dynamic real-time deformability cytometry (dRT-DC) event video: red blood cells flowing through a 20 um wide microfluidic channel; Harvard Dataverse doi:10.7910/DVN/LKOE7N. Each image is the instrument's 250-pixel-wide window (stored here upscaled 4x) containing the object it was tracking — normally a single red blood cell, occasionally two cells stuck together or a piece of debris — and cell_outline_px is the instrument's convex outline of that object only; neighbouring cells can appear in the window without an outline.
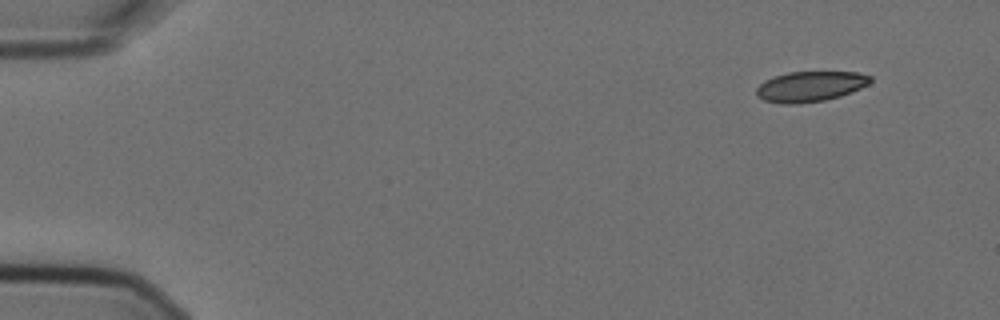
{"species": "Egyptian fruit bat (a non-hibernating species)", "species_latin": "Rousettus aegyptiacus", "temperature_condition": "cold", "stored_images_in_passage": 5, "camera_frame_rate_fps": 3000, "um_per_image_px": 0.085, "animal": {"sex": "female"}, "frame": {"image": 1, "passage_image": 1, "time_ms": 0.0, "image_size_px": [1000, 320], "cell_outline_px": [[872, 80], [868, 84], [852, 92], [840, 96], [824, 100], [796, 104], [780, 104], [764, 100], [756, 96], [756, 88], [764, 80], [788, 72], [856, 72], [872, 76]], "centroid_in_image_um": [68.86, 7.35], "position_along_channel_um": 16.1, "area_um2": 20.17}}
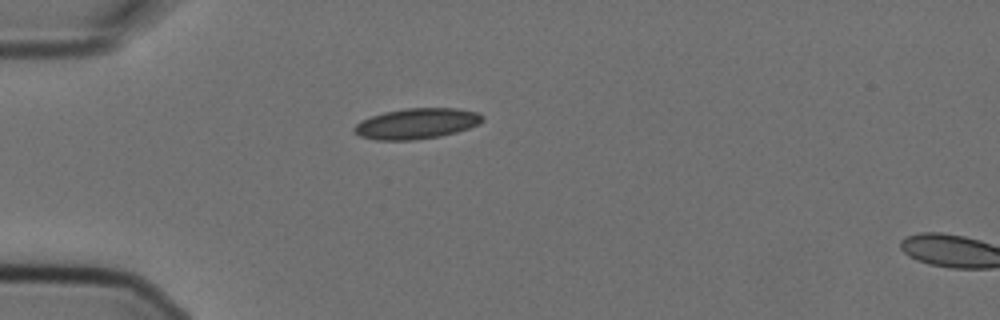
{"frame": {"image": 2, "passage_image": 4, "time_ms": 1.0, "image_size_px": [1000, 320], "cell_outline_px": [[484, 120], [480, 124], [456, 132], [440, 136], [412, 140], [376, 140], [360, 136], [352, 132], [352, 128], [360, 120], [384, 112], [404, 108], [456, 108], [480, 112], [484, 116]], "centroid_in_image_um": [35.42, 10.5], "position_along_channel_um": 49.6, "area_um2": 23.12}}